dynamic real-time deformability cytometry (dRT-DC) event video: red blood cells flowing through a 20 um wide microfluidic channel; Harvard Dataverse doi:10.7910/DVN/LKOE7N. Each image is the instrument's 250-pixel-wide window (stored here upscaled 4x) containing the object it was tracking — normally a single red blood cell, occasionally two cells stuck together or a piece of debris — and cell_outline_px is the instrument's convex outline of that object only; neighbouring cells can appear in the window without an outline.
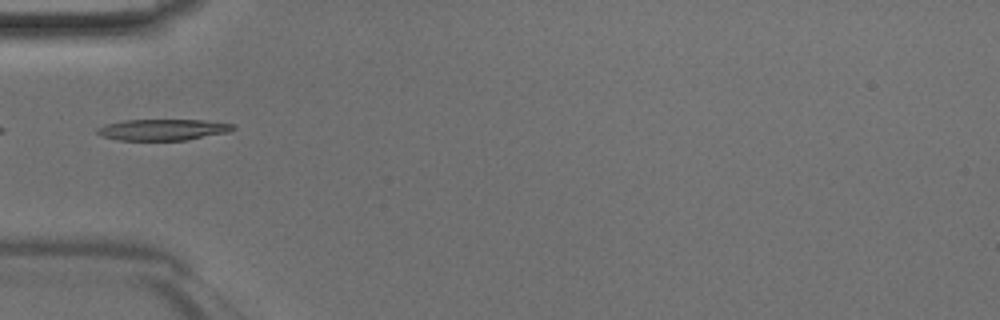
{"species": "Egyptian fruit bat (a non-hibernating species)", "species_latin": "Rousettus aegyptiacus", "temperature_condition": "room temperature", "stored_images_in_passage": 32, "camera_frame_rate_fps": 3000, "um_per_image_px": 0.085, "animal": {"sex": "male"}, "frame": {"image": 1, "passage_image": 1, "time_ms": 0.0, "image_size_px": [1000, 320], "cell_outline_px": [[236, 128], [228, 132], [188, 140], [120, 140], [100, 136], [96, 132], [96, 128], [104, 124], [124, 120], [204, 120], [236, 124]], "centroid_in_image_um": [13.84, 11.02], "position_along_channel_um": 71.2, "area_um2": 16.94}}
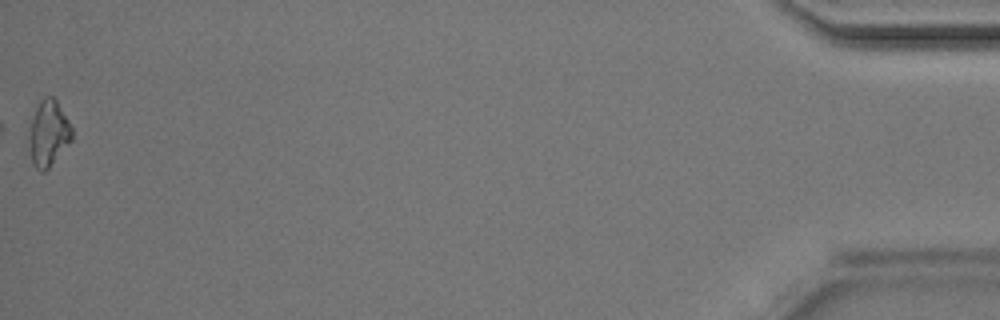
{"frame": {"image": 2, "passage_image": 32, "time_ms": 10.333, "image_size_px": [1000, 320], "cell_outline_px": [[72, 140], [48, 168], [44, 172], [40, 172], [32, 164], [28, 140], [28, 132], [36, 108], [40, 100], [44, 96], [52, 96], [56, 100], [68, 120], [72, 128]], "centroid_in_image_um": [4.1, 11.35], "position_along_channel_um": 431.1, "area_um2": 16.42}}